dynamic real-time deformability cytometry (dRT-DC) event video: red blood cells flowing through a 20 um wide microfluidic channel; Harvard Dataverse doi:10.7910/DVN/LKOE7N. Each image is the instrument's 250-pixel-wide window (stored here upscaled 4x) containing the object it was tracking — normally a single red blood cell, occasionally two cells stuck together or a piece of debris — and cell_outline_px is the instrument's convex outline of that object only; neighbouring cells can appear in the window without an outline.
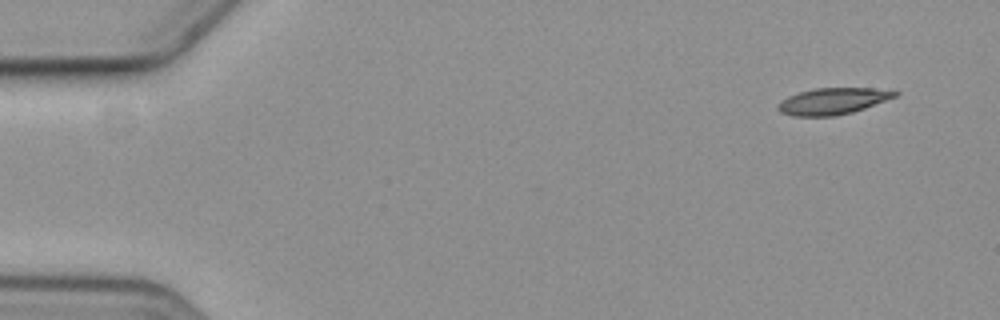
{"species": "common noctule bat (a hibernating species)", "species_latin": "Nyctalus noctula", "temperature_condition": "cold", "stored_images_in_passage": 4, "camera_frame_rate_fps": 3000, "um_per_image_px": 0.085, "animal": {"sex": "female", "body_mass_g": 19.3, "forearm_length_mm": 54.1}, "frame": {"image": 1, "passage_image": 1, "time_ms": 0.0, "image_size_px": [1000, 320], "cell_outline_px": [[900, 92], [896, 96], [864, 108], [852, 112], [836, 116], [792, 116], [780, 112], [776, 108], [776, 104], [780, 100], [788, 96], [800, 92], [816, 88], [872, 88]], "centroid_in_image_um": [70.71, 8.6], "position_along_channel_um": 14.3, "area_um2": 17.98}}